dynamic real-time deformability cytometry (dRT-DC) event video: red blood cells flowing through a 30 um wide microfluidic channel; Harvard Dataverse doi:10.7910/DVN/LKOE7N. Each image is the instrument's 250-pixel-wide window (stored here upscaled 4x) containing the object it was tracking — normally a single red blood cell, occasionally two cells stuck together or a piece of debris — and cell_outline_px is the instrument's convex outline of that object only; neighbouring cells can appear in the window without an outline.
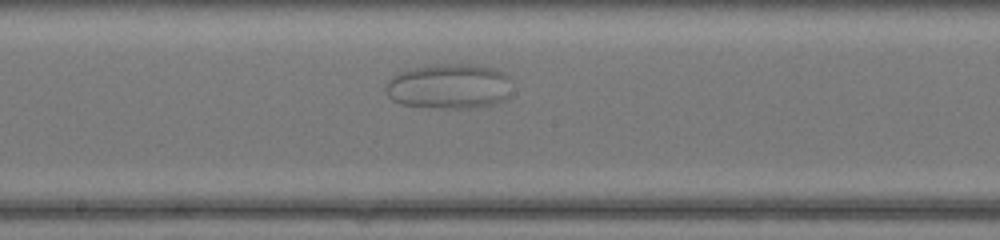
{"species": "common noctule bat (a hibernating species)", "species_latin": "Nyctalus noctula", "temperature_condition": "warm", "stored_images_in_passage": 37, "camera_frame_rate_fps": 3000, "um_per_image_px": 0.085, "animal": {"sex": "female", "body_mass_g": 17.0, "forearm_length_mm": 48.0}, "frame": {"image": 1, "passage_image": 14, "time_ms": 4.333, "image_size_px": [1000, 240], "cell_outline_px": [[508, 96], [500, 100], [488, 104], [468, 108], [432, 108], [404, 104], [392, 100], [388, 96], [388, 84], [392, 76], [400, 72], [412, 68], [436, 64], [476, 64], [492, 68], [504, 72], [508, 76]], "centroid_in_image_um": [38.15, 7.32], "position_along_channel_um": 210.0, "area_um2": 32.6}}
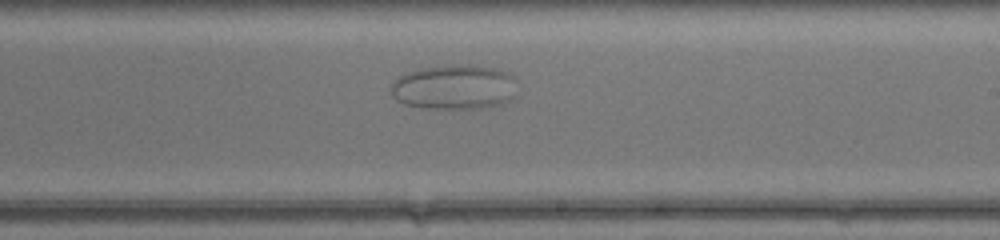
{"frame": {"image": 2, "passage_image": 17, "time_ms": 5.333, "image_size_px": [1000, 240], "cell_outline_px": [[512, 76], [508, 100], [500, 104], [480, 108], [424, 108], [404, 104], [392, 96], [392, 84], [400, 76], [408, 72], [420, 68], [448, 64], [460, 64], [492, 68], [504, 72]], "centroid_in_image_um": [38.49, 7.4], "position_along_channel_um": 250.5, "area_um2": 31.96}}